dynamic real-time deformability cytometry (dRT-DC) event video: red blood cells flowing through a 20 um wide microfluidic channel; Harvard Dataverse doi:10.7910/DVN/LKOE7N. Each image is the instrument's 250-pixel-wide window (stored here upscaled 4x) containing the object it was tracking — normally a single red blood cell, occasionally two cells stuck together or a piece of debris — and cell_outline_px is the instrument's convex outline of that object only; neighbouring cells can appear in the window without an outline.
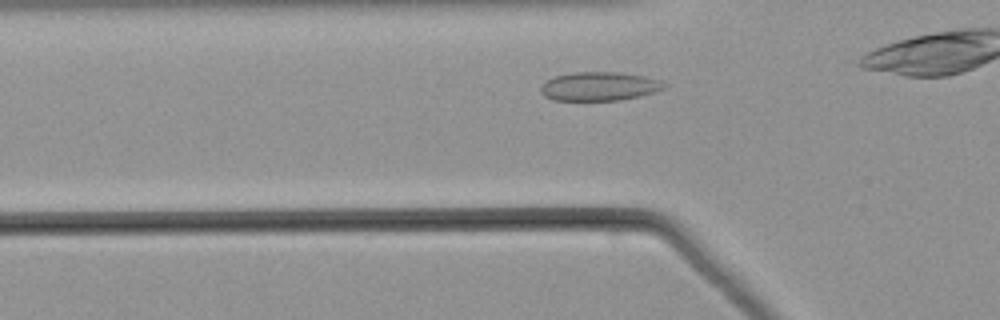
{"species": "common noctule bat (a hibernating species)", "species_latin": "Nyctalus noctula", "temperature_condition": "warm", "stored_images_in_passage": 29, "camera_frame_rate_fps": 3000, "um_per_image_px": 0.085, "animal": {"sex": "male", "body_mass_g": 21.5, "forearm_length_mm": 52.0}, "frame": {"image": 1, "passage_image": 5, "time_ms": 1.333, "image_size_px": [1000, 320], "cell_outline_px": [[668, 84], [664, 88], [640, 96], [620, 100], [552, 100], [544, 96], [540, 92], [540, 88], [548, 80], [556, 76], [572, 72], [616, 72], [644, 76], [660, 80]], "centroid_in_image_um": [50.94, 7.34], "position_along_channel_um": 74.9, "area_um2": 20.58}}
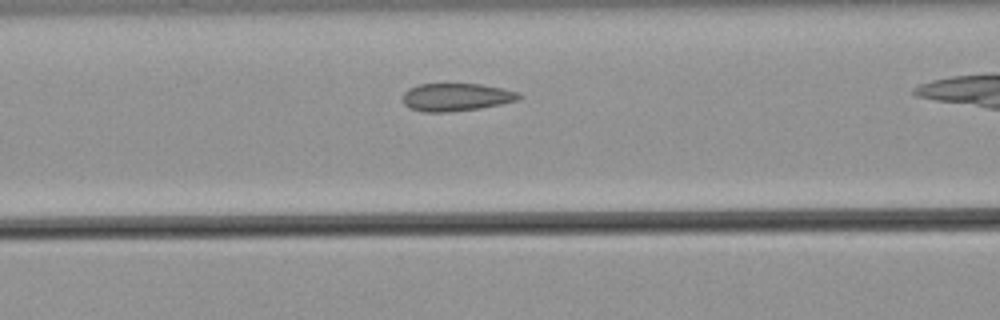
{"frame": {"image": 2, "passage_image": 9, "time_ms": 2.667, "image_size_px": [1000, 320], "cell_outline_px": [[524, 96], [516, 100], [500, 104], [480, 108], [452, 112], [424, 112], [408, 108], [404, 104], [404, 92], [408, 88], [420, 84], [480, 84], [500, 88], [516, 92]], "centroid_in_image_um": [38.74, 8.26], "position_along_channel_um": 127.9, "area_um2": 18.73}}